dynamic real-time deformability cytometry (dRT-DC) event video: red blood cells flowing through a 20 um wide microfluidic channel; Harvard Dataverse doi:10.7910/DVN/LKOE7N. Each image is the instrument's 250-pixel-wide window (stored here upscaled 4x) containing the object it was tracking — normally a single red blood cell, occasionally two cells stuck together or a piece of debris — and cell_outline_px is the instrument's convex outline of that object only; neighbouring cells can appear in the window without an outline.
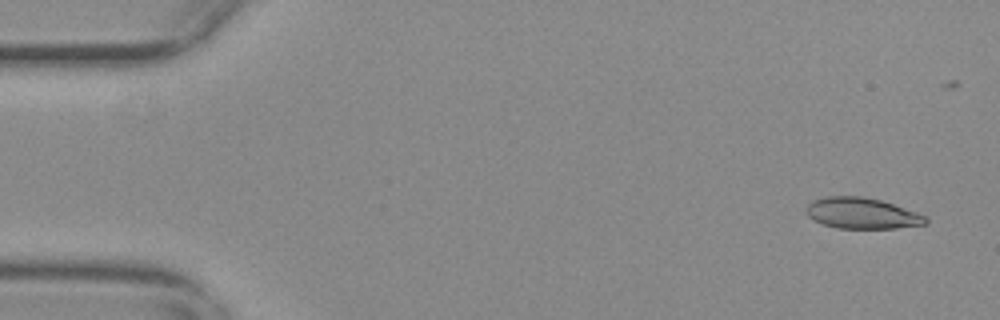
{"species": "common noctule bat (a hibernating species)", "species_latin": "Nyctalus noctula", "temperature_condition": "warm", "stored_images_in_passage": 38, "camera_frame_rate_fps": 3000, "um_per_image_px": 0.085, "animal": {"sex": "female", "body_mass_g": 29.2, "forearm_length_mm": 56.3}, "frame": {"image": 1, "passage_image": 3, "time_ms": 0.667, "image_size_px": [1000, 320], "cell_outline_px": [[928, 224], [896, 228], [836, 228], [824, 224], [808, 216], [804, 212], [804, 208], [812, 200], [828, 196], [860, 196], [880, 200], [928, 216]], "centroid_in_image_um": [73.26, 18.13], "position_along_channel_um": 11.7, "area_um2": 21.56}}
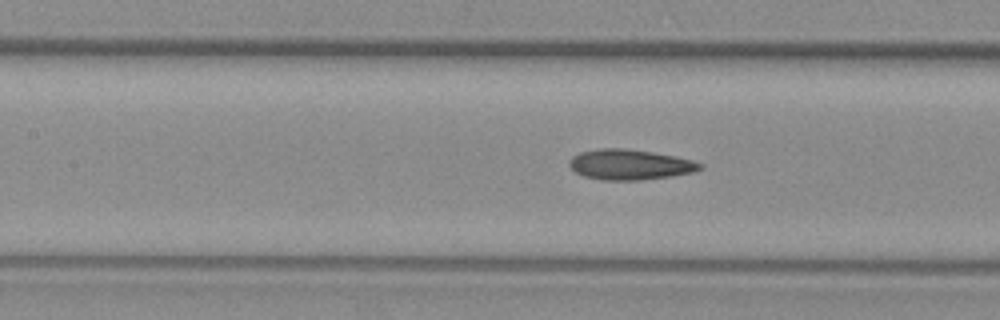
{"frame": {"image": 2, "passage_image": 25, "time_ms": 8.0, "image_size_px": [1000, 320], "cell_outline_px": [[704, 168], [692, 172], [672, 176], [640, 180], [600, 180], [584, 176], [576, 172], [568, 164], [568, 160], [572, 156], [580, 152], [600, 148], [624, 148], [652, 152], [676, 156], [692, 160], [704, 164]], "centroid_in_image_um": [53.54, 13.99], "position_along_channel_um": 153.9, "area_um2": 23.24}}
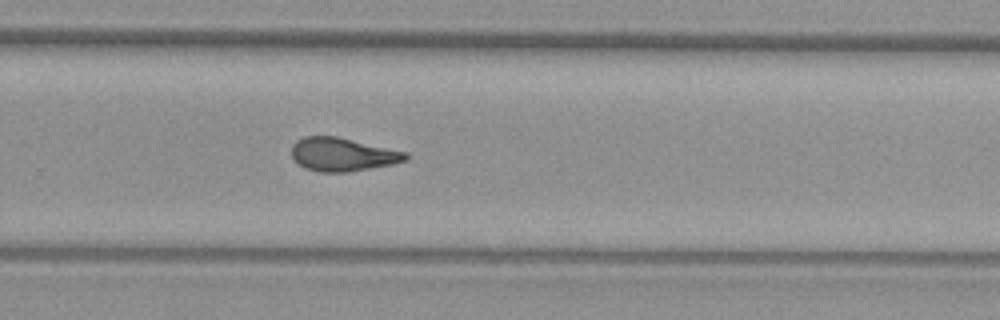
{"frame": {"image": 3, "passage_image": 37, "time_ms": 12.0, "image_size_px": [1000, 320], "cell_outline_px": [[408, 160], [392, 164], [348, 172], [320, 172], [304, 168], [292, 156], [292, 144], [296, 140], [304, 136], [336, 136], [408, 152]], "centroid_in_image_um": [29.12, 13.12], "position_along_channel_um": 300.7, "area_um2": 22.2}}